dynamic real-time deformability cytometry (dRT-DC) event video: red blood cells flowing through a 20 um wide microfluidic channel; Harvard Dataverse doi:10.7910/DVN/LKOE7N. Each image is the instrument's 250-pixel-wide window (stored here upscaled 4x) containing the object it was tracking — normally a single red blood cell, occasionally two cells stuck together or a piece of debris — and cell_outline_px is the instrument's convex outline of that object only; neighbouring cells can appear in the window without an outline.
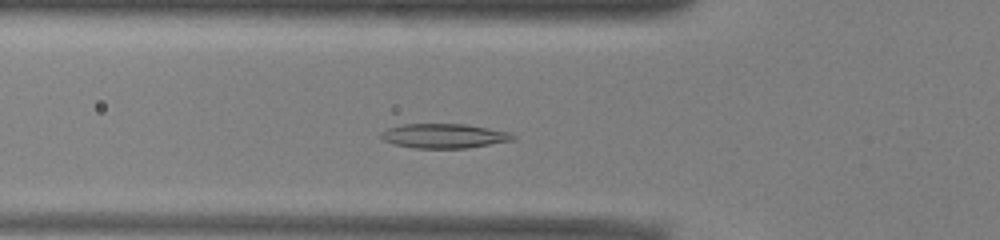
{"species": "common noctule bat (a hibernating species)", "species_latin": "Nyctalus noctula", "temperature_condition": "warm", "stored_images_in_passage": 43, "camera_frame_rate_fps": 3000, "um_per_image_px": 0.085, "animal": {"sex": "male", "body_mass_g": 13.0, "forearm_length_mm": 53.1}, "frame": {"image": 1, "passage_image": 9, "time_ms": 2.667, "image_size_px": [1000, 240], "cell_outline_px": [[516, 140], [468, 148], [412, 148], [396, 144], [384, 140], [380, 136], [380, 132], [388, 128], [404, 124], [464, 124], [512, 132], [516, 136]], "centroid_in_image_um": [37.8, 11.55], "position_along_channel_um": 88.0, "area_um2": 18.9}}
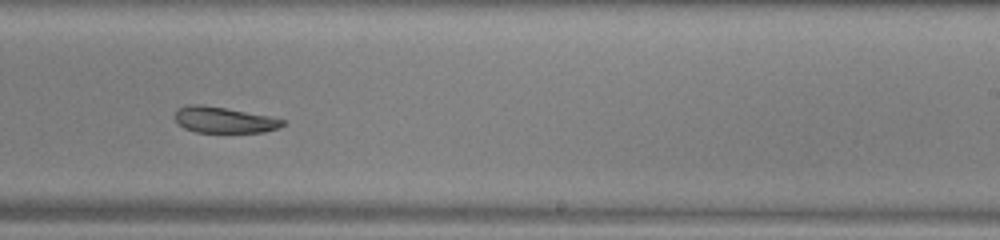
{"frame": {"image": 2, "passage_image": 23, "time_ms": 7.333, "image_size_px": [1000, 240], "cell_outline_px": [[284, 124], [276, 128], [264, 132], [196, 132], [184, 128], [176, 124], [176, 112], [180, 108], [188, 104], [200, 104], [224, 108], [268, 116], [284, 120]], "centroid_in_image_um": [18.99, 10.2], "position_along_channel_um": 270.0, "area_um2": 16.01}}
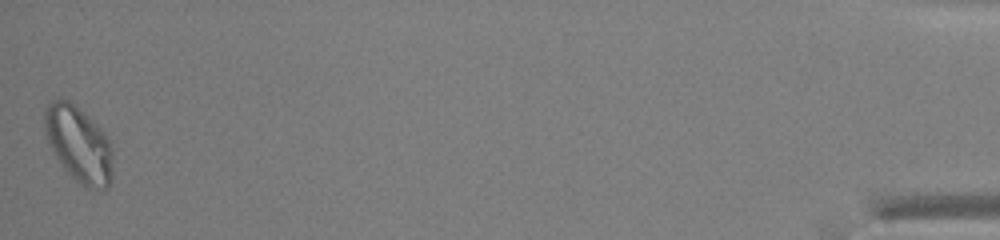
{"frame": {"image": 3, "passage_image": 43, "time_ms": 14.0, "image_size_px": [1000, 240], "cell_outline_px": [[112, 180], [108, 188], [84, 188], [60, 164], [48, 144], [44, 132], [44, 112], [48, 104], [52, 100], [60, 96], [68, 100], [96, 124], [104, 132], [112, 148]], "centroid_in_image_um": [6.67, 12.26], "position_along_channel_um": 428.5, "area_um2": 30.23}}